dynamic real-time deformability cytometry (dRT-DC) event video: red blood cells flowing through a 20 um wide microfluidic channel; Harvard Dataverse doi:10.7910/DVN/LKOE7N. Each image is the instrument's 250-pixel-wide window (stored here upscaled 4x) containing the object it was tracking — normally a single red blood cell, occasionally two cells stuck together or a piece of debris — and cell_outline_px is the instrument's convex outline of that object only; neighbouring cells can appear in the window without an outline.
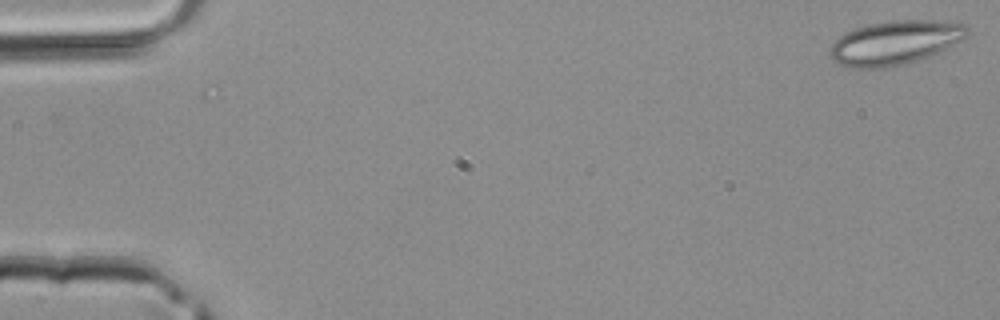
{"species": "common noctule bat (a hibernating species)", "species_latin": "Nyctalus noctula", "temperature_condition": "room temperature", "stored_images_in_passage": 2, "camera_frame_rate_fps": 3000, "um_per_image_px": 0.085, "animal": {"sex": "male", "body_mass_g": 20.4}, "frame": {"image": 1, "passage_image": 2, "time_ms": 0.333, "image_size_px": [1000, 320], "cell_outline_px": [[968, 36], [964, 40], [928, 56], [908, 64], [880, 68], [852, 68], [840, 64], [832, 60], [828, 52], [828, 48], [844, 32], [868, 24], [892, 20], [932, 20], [964, 24], [968, 28]], "centroid_in_image_um": [76.05, 3.63], "position_along_channel_um": 8.9, "area_um2": 35.37}}